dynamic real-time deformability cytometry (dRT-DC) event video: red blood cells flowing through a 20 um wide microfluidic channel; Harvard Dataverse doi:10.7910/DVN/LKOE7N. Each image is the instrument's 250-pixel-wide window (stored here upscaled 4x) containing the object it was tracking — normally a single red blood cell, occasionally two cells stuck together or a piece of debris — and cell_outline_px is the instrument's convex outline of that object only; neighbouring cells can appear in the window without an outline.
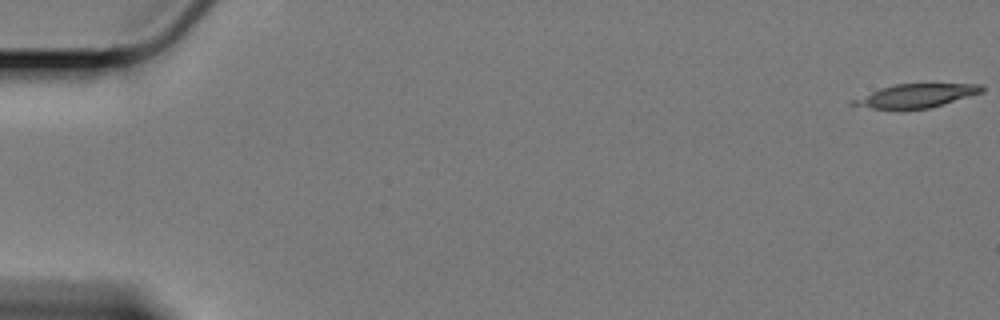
{"species": "Egyptian fruit bat (a non-hibernating species)", "species_latin": "Rousettus aegyptiacus", "temperature_condition": "cold", "stored_images_in_passage": 11, "camera_frame_rate_fps": 3000, "um_per_image_px": 0.085, "animal": {"sex": "female"}, "frame": {"image": 1, "passage_image": 1, "time_ms": 0.0, "image_size_px": [1000, 320], "cell_outline_px": [[984, 92], [944, 104], [928, 108], [900, 112], [896, 112], [848, 104], [852, 100], [880, 88], [896, 84], [980, 84], [984, 88]], "centroid_in_image_um": [77.84, 8.18], "position_along_channel_um": 7.2, "area_um2": 18.15}}